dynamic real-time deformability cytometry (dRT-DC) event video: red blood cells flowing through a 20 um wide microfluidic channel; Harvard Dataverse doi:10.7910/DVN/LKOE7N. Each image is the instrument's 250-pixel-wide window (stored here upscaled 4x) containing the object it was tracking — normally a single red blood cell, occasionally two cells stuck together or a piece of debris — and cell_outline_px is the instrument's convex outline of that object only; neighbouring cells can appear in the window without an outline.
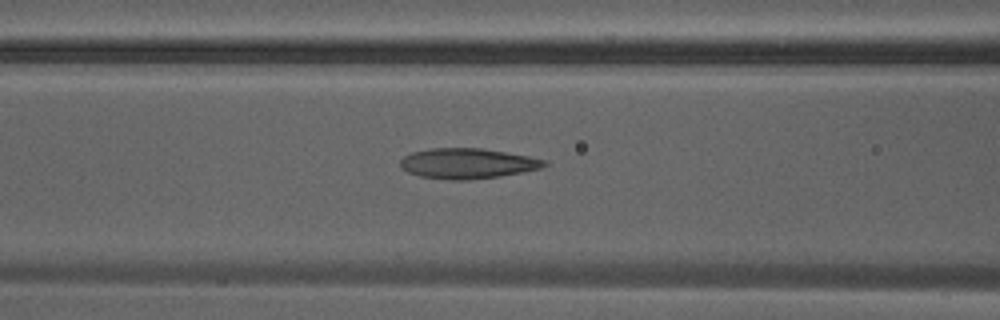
{"species": "Egyptian fruit bat (a non-hibernating species)", "species_latin": "Rousettus aegyptiacus", "temperature_condition": "warm", "stored_images_in_passage": 29, "camera_frame_rate_fps": 3000, "um_per_image_px": 0.085, "animal": {"sex": "male"}, "frame": {"image": 1, "passage_image": 5, "time_ms": 1.333, "image_size_px": [1000, 320], "cell_outline_px": [[548, 164], [540, 168], [524, 172], [500, 176], [468, 180], [452, 180], [420, 176], [408, 172], [400, 168], [400, 160], [404, 156], [412, 152], [432, 148], [480, 148], [528, 156], [548, 160]], "centroid_in_image_um": [39.73, 13.89], "position_along_channel_um": 126.9, "area_um2": 25.43}}
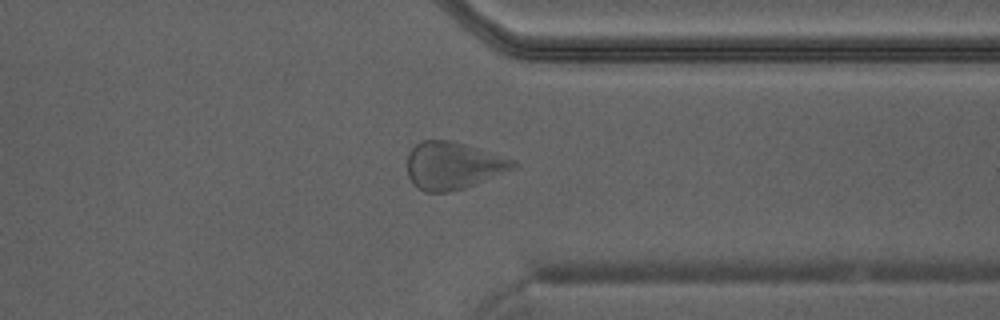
{"frame": {"image": 2, "passage_image": 20, "time_ms": 6.333, "image_size_px": [1000, 320], "cell_outline_px": [[520, 164], [516, 168], [464, 188], [448, 192], [424, 192], [416, 188], [412, 184], [408, 176], [408, 152], [420, 140], [452, 140], [516, 160]], "centroid_in_image_um": [38.5, 14.07], "position_along_channel_um": 372.9, "area_um2": 29.42}}
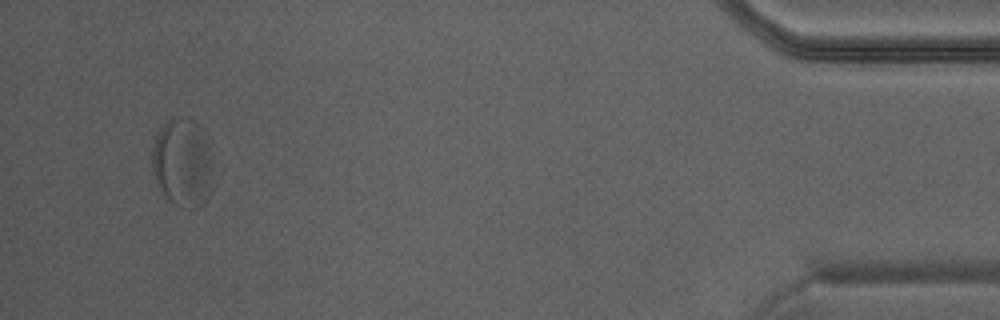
{"frame": {"image": 3, "passage_image": 27, "time_ms": 8.667, "image_size_px": [1000, 320], "cell_outline_px": [[208, 196], [196, 208], [180, 208], [172, 204], [168, 200], [156, 184], [152, 168], [152, 152], [156, 136], [160, 128], [168, 120], [180, 116], [192, 120], [200, 124], [208, 136]], "centroid_in_image_um": [15.45, 13.8], "position_along_channel_um": 419.8, "area_um2": 30.87}}